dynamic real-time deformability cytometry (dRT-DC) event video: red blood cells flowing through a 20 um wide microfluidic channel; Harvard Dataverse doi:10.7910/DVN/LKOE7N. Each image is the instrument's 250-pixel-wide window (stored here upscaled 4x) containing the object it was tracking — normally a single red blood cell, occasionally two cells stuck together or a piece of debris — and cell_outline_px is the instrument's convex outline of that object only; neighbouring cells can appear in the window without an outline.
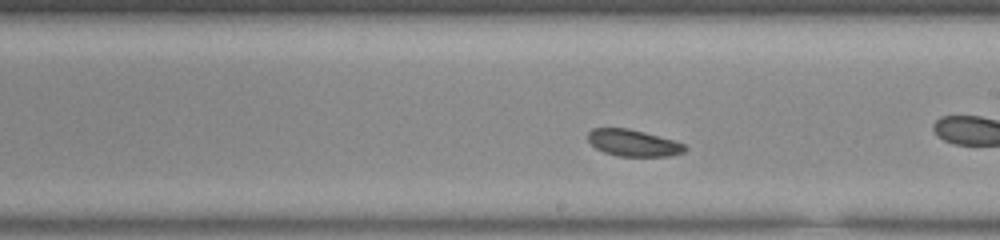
{"species": "common noctule bat (a hibernating species)", "species_latin": "Nyctalus noctula", "temperature_condition": "room temperature", "stored_images_in_passage": 30, "camera_frame_rate_fps": 3000, "um_per_image_px": 0.085, "animal": {"sex": "male", "body_mass_g": 20.0, "forearm_length_mm": 53.3}, "frame": {"image": 1, "passage_image": 13, "time_ms": 4.0, "image_size_px": [1000, 240], "cell_outline_px": [[688, 148], [684, 152], [668, 156], [620, 156], [604, 152], [596, 148], [588, 140], [588, 132], [592, 128], [628, 128], [644, 132], [672, 140], [684, 144]], "centroid_in_image_um": [53.81, 12.15], "position_along_channel_um": 235.2, "area_um2": 14.91}, "authors_computed_cell_mechanics": {"area_um2": 15.6349, "velocity_mm_per_s": 3.8134, "shape_relaxation_time_tau1_ms": 3.0157, "shape_relaxation_time_tau2_ms": null, "deformation_change_tau1": 0.058, "deformation_change_tau2": null}}